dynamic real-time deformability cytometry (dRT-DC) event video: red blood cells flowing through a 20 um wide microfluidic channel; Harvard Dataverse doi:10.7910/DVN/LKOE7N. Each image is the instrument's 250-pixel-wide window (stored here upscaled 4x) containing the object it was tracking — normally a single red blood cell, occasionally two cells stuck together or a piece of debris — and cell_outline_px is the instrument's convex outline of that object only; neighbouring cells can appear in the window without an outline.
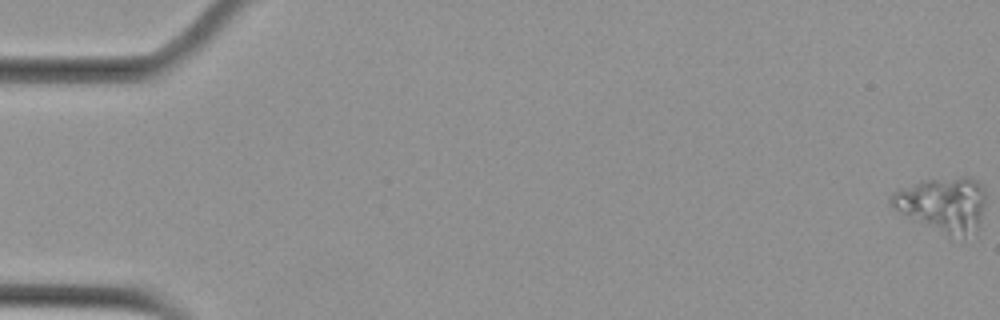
{"species": "Egyptian fruit bat (a non-hibernating species)", "species_latin": "Rousettus aegyptiacus", "temperature_condition": "cold", "stored_images_in_passage": 56, "segment_of_instrument_passage": [1, 2], "camera_frame_rate_fps": 3000, "um_per_image_px": 0.085, "animal": {"sex": "female"}, "frame": {"image": 1, "passage_image": 1, "time_ms": 0.0, "image_size_px": [1000, 320], "cell_outline_px": [[984, 204], [980, 220], [976, 232], [964, 236], [948, 232], [908, 216], [900, 212], [888, 204], [888, 196], [896, 188], [924, 180], [960, 176], [968, 176], [976, 180], [984, 188]], "centroid_in_image_um": [80.12, 17.27], "position_along_channel_um": 4.9, "area_um2": 29.42}}
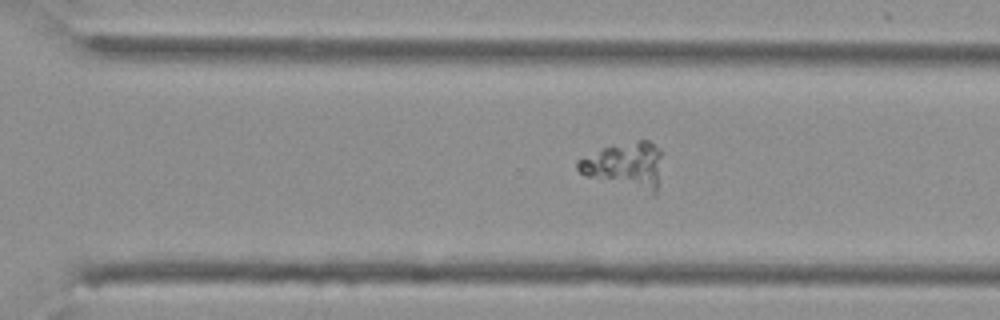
{"frame": {"image": 2, "passage_image": 39, "time_ms": 12.667, "image_size_px": [1000, 320], "cell_outline_px": [[664, 152], [656, 196], [644, 196], [584, 176], [576, 168], [576, 160], [604, 148], [640, 140], [648, 140], [660, 148]], "centroid_in_image_um": [53.2, 14.17], "position_along_channel_um": 317.4, "area_um2": 24.1}}
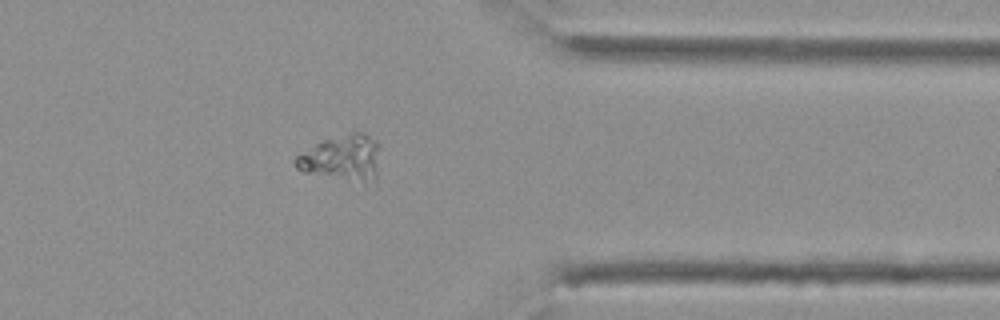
{"frame": {"image": 3, "passage_image": 45, "time_ms": 14.667, "image_size_px": [1000, 320], "cell_outline_px": [[380, 144], [376, 180], [364, 188], [304, 172], [296, 168], [292, 160], [296, 156], [316, 144], [324, 140], [352, 132], [364, 132], [376, 140]], "centroid_in_image_um": [29.14, 13.53], "position_along_channel_um": 382.3, "area_um2": 23.93}}